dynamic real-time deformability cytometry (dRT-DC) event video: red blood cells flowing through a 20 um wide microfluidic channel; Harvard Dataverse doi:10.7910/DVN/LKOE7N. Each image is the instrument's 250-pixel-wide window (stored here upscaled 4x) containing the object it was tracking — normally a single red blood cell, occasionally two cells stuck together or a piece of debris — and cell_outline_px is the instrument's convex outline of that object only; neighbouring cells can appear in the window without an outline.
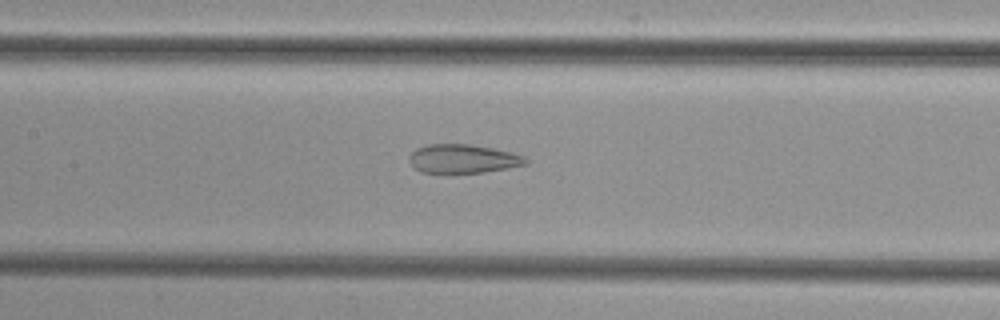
{"species": "common noctule bat (a hibernating species)", "species_latin": "Nyctalus noctula", "temperature_condition": "cold", "stored_images_in_passage": 49, "camera_frame_rate_fps": 3000, "um_per_image_px": 0.085, "animal": {"sex": "female", "body_mass_g": 29.2, "forearm_length_mm": 56.3}, "frame": {"image": 1, "passage_image": 22, "time_ms": 7.0, "image_size_px": [1000, 320], "cell_outline_px": [[528, 164], [508, 168], [484, 172], [420, 172], [408, 160], [412, 152], [416, 148], [428, 144], [472, 144], [512, 152], [524, 156], [528, 160]], "centroid_in_image_um": [39.38, 13.48], "position_along_channel_um": 168.0, "area_um2": 19.42}}
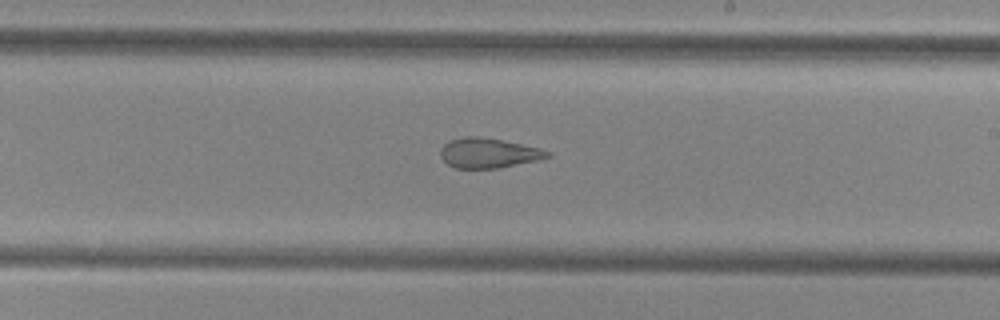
{"frame": {"image": 2, "passage_image": 28, "time_ms": 9.0, "image_size_px": [1000, 320], "cell_outline_px": [[552, 156], [540, 160], [496, 168], [456, 168], [448, 164], [440, 156], [440, 148], [448, 140], [464, 136], [476, 136], [500, 140], [540, 148], [552, 152]], "centroid_in_image_um": [41.52, 13.0], "position_along_channel_um": 247.5, "area_um2": 18.61}}
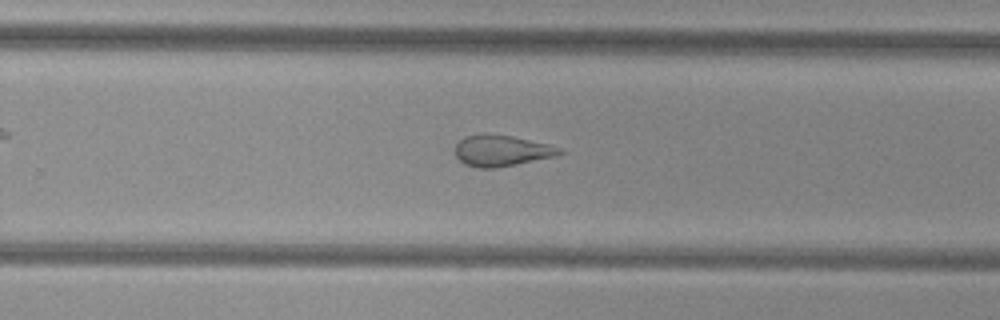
{"frame": {"image": 3, "passage_image": 31, "time_ms": 10.0, "image_size_px": [1000, 320], "cell_outline_px": [[564, 152], [556, 156], [496, 168], [476, 168], [464, 164], [456, 156], [456, 144], [464, 136], [484, 132], [512, 136], [548, 144], [560, 148]], "centroid_in_image_um": [42.6, 12.79], "position_along_channel_um": 287.2, "area_um2": 19.07}}